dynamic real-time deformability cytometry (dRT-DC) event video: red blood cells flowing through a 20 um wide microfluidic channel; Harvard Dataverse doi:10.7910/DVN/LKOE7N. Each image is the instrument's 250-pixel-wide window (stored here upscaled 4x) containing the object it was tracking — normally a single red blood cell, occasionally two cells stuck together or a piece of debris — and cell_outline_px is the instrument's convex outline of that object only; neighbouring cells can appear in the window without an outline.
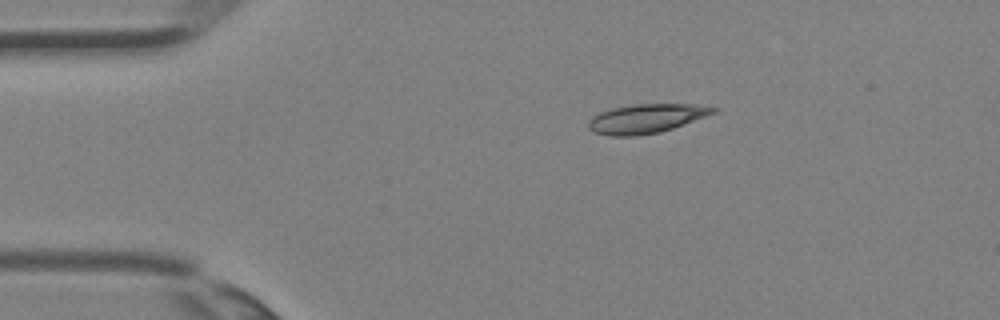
{"species": "Egyptian fruit bat (a non-hibernating species)", "species_latin": "Rousettus aegyptiacus", "temperature_condition": "room temperature", "stored_images_in_passage": 30, "camera_frame_rate_fps": 3000, "um_per_image_px": 0.085, "animal": {"sex": "female"}, "frame": {"image": 1, "passage_image": 1, "time_ms": 0.0, "image_size_px": [1000, 320], "cell_outline_px": [[720, 108], [716, 112], [672, 128], [660, 132], [636, 136], [608, 136], [596, 132], [588, 128], [588, 120], [592, 116], [600, 112], [612, 108], [636, 104], [696, 104]], "centroid_in_image_um": [54.91, 10.07], "position_along_channel_um": 30.1, "area_um2": 21.1}}
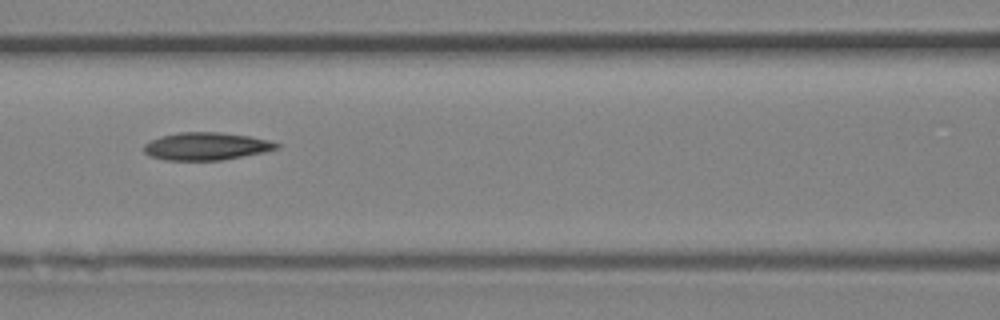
{"frame": {"image": 2, "passage_image": 10, "time_ms": 3.0, "image_size_px": [1000, 320], "cell_outline_px": [[280, 148], [264, 152], [220, 160], [164, 160], [148, 156], [144, 152], [144, 144], [160, 136], [180, 132], [220, 132], [248, 136], [268, 140], [280, 144]], "centroid_in_image_um": [17.51, 12.43], "position_along_channel_um": 149.1, "area_um2": 21.33}}
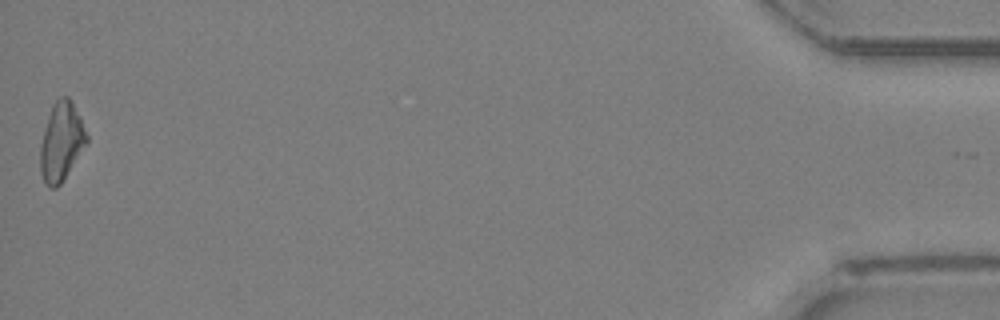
{"frame": {"image": 3, "passage_image": 30, "time_ms": 9.667, "image_size_px": [1000, 320], "cell_outline_px": [[88, 144], [60, 184], [56, 188], [48, 188], [40, 172], [40, 144], [48, 116], [52, 104], [60, 96], [68, 96], [72, 100], [80, 116], [88, 136]], "centroid_in_image_um": [5.23, 12.03], "position_along_channel_um": 430.0, "area_um2": 21.44}}